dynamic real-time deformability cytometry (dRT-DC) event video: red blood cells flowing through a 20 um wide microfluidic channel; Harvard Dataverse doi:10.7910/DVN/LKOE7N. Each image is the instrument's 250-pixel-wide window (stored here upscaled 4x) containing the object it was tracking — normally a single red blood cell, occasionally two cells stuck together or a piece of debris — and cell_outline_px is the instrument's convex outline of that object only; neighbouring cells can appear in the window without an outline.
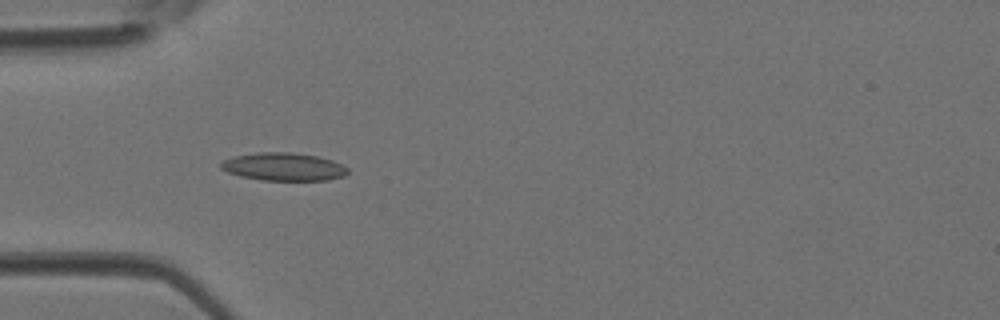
{"species": "Egyptian fruit bat (a non-hibernating species)", "species_latin": "Rousettus aegyptiacus", "temperature_condition": "room temperature", "stored_images_in_passage": 31, "camera_frame_rate_fps": 3000, "um_per_image_px": 0.085, "animal": {"sex": "female"}, "frame": {"image": 1, "passage_image": 1, "time_ms": 0.0, "image_size_px": [1000, 320], "cell_outline_px": [[348, 172], [344, 176], [328, 180], [260, 180], [240, 176], [228, 172], [220, 168], [220, 164], [224, 160], [232, 156], [260, 152], [292, 152], [316, 156], [332, 160], [348, 168]], "centroid_in_image_um": [24.09, 14.17], "position_along_channel_um": 60.9, "area_um2": 20.63}}
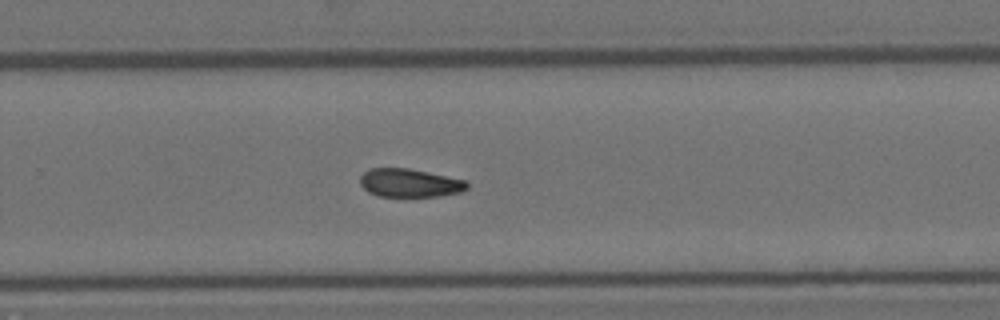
{"frame": {"image": 2, "passage_image": 16, "time_ms": 5.0, "image_size_px": [1000, 320], "cell_outline_px": [[468, 188], [460, 192], [440, 196], [376, 196], [368, 192], [360, 184], [360, 176], [368, 168], [408, 168], [428, 172], [464, 180], [468, 184]], "centroid_in_image_um": [34.78, 15.55], "position_along_channel_um": 295.0, "area_um2": 17.63}}
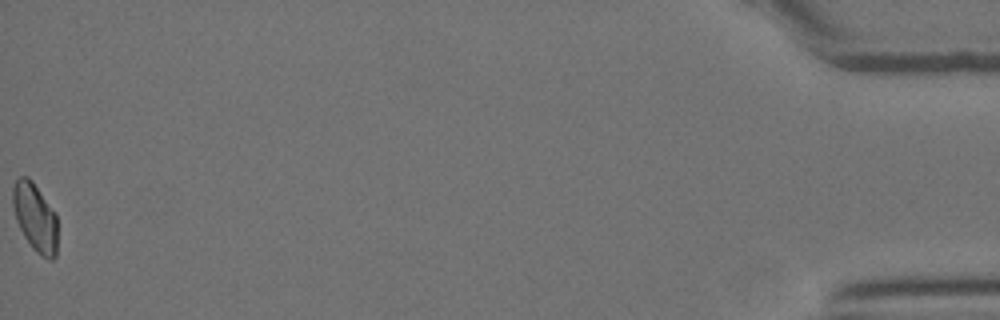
{"frame": {"image": 3, "passage_image": 31, "time_ms": 10.0, "image_size_px": [1000, 320], "cell_outline_px": [[56, 256], [52, 260], [48, 260], [40, 256], [32, 248], [24, 236], [16, 220], [12, 204], [12, 188], [16, 180], [20, 176], [28, 176], [32, 180], [56, 212]], "centroid_in_image_um": [2.98, 18.47], "position_along_channel_um": 432.2, "area_um2": 17.98}}